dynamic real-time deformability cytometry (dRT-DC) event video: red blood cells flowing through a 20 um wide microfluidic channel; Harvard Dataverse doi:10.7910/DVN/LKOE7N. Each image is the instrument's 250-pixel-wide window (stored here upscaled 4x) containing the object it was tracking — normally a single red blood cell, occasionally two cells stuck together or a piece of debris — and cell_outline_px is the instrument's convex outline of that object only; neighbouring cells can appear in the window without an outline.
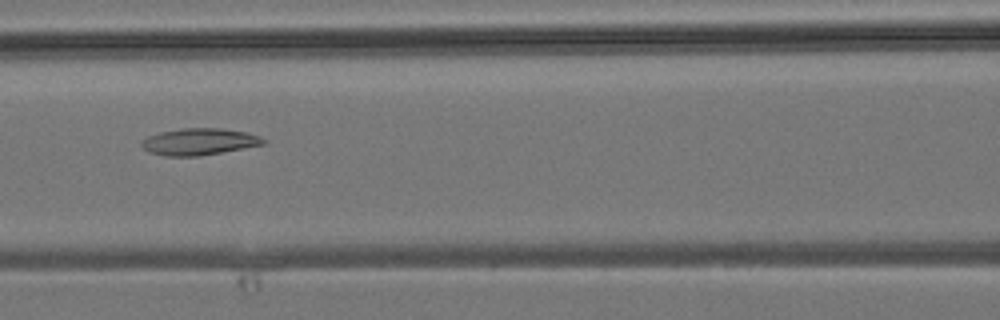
{"species": "common noctule bat (a hibernating species)", "species_latin": "Nyctalus noctula", "temperature_condition": "room temperature", "stored_images_in_passage": 6, "camera_frame_rate_fps": 3000, "um_per_image_px": 0.085, "animal": {"sex": "male", "body_mass_g": 19.2, "forearm_length_mm": 51.8}, "frame": {"image": 1, "passage_image": 6, "time_ms": 6.333, "image_size_px": [1000, 320], "cell_outline_px": [[268, 140], [264, 144], [220, 152], [196, 156], [164, 156], [148, 152], [140, 144], [140, 140], [148, 136], [160, 132], [180, 128], [220, 128], [248, 132], [260, 136]], "centroid_in_image_um": [16.9, 12.03], "position_along_channel_um": 149.7, "area_um2": 19.02}}